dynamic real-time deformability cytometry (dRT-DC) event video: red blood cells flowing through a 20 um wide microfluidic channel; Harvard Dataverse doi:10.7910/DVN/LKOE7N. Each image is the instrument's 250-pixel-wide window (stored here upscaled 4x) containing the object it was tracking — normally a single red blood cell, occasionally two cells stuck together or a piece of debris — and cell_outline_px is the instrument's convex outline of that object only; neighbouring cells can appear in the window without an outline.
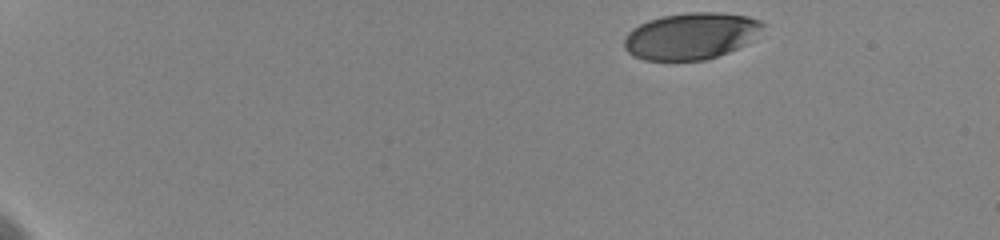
{"species": "human", "species_latin": "Homo sapiens", "temperature_condition": "cold", "stored_images_in_passage": 9, "camera_frame_rate_fps": 3000, "um_per_image_px": 0.085, "donor": {"sex": "female"}, "frame": {"image": 1, "passage_image": 1, "time_ms": 0.0, "image_size_px": [1000, 240], "cell_outline_px": [[764, 24], [744, 44], [728, 52], [704, 60], [644, 60], [632, 56], [624, 48], [624, 40], [628, 32], [632, 28], [648, 20], [664, 16], [688, 12], [720, 12], [748, 16], [760, 20]], "centroid_in_image_um": [58.66, 3.05], "position_along_channel_um": 26.3, "area_um2": 37.22}}
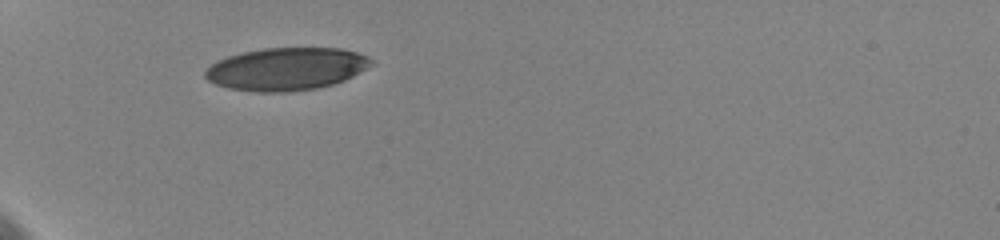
{"frame": {"image": 2, "passage_image": 6, "time_ms": 4.0, "image_size_px": [1000, 240], "cell_outline_px": [[376, 64], [344, 80], [332, 84], [316, 88], [288, 92], [256, 92], [228, 88], [216, 84], [208, 80], [204, 76], [204, 72], [212, 64], [228, 56], [244, 52], [264, 48], [340, 48], [356, 52], [368, 56]], "centroid_in_image_um": [24.37, 5.86], "position_along_channel_um": 60.6, "area_um2": 41.21}}